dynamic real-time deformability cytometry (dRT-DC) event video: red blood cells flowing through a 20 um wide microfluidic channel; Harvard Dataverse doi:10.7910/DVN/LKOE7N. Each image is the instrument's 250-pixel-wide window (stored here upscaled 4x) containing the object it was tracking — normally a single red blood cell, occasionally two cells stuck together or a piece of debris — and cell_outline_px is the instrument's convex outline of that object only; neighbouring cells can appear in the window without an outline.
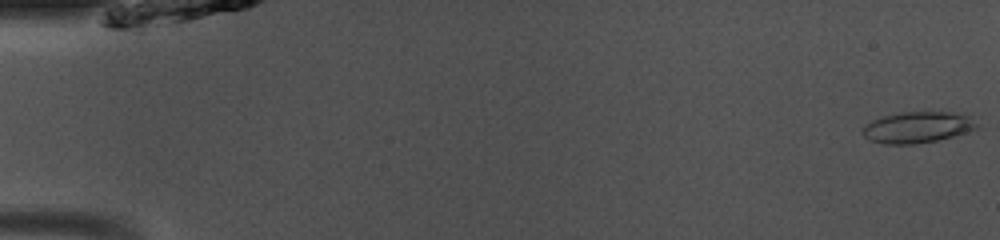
{"species": "common noctule bat (a hibernating species)", "species_latin": "Nyctalus noctula", "temperature_condition": "room temperature", "stored_images_in_passage": 49, "camera_frame_rate_fps": 3000, "um_per_image_px": 0.085, "animal": {"sex": "male", "body_mass_g": 13.0, "forearm_length_mm": 53.1}, "frame": {"image": 1, "passage_image": 1, "time_ms": 0.0, "image_size_px": [1000, 240], "cell_outline_px": [[976, 128], [952, 136], [936, 140], [916, 144], [884, 144], [868, 140], [860, 132], [872, 120], [884, 116], [904, 112], [956, 112], [968, 116], [976, 124]], "centroid_in_image_um": [77.93, 10.83], "position_along_channel_um": 7.1, "area_um2": 20.4}}
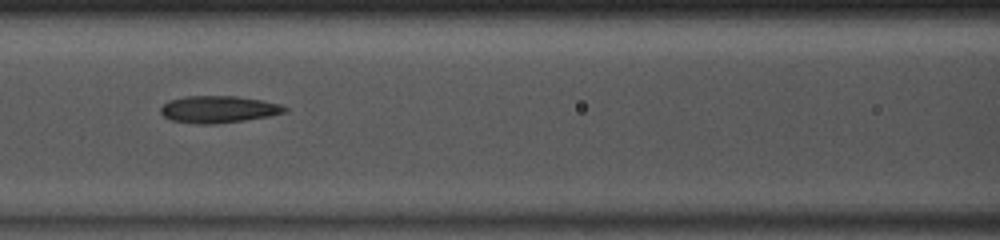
{"frame": {"image": 2, "passage_image": 22, "time_ms": 7.0, "image_size_px": [1000, 240], "cell_outline_px": [[288, 112], [268, 116], [244, 120], [216, 124], [200, 124], [172, 120], [164, 116], [160, 112], [160, 108], [168, 100], [184, 96], [236, 96], [260, 100], [280, 104], [288, 108]], "centroid_in_image_um": [18.57, 9.29], "position_along_channel_um": 148.0, "area_um2": 19.48}}
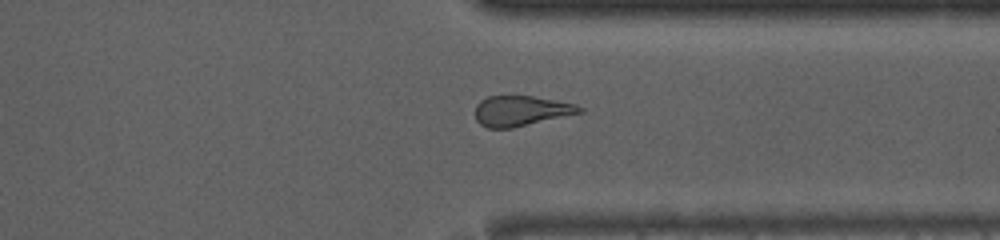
{"frame": {"image": 3, "passage_image": 38, "time_ms": 12.333, "image_size_px": [1000, 240], "cell_outline_px": [[584, 112], [512, 128], [488, 128], [480, 124], [476, 120], [476, 104], [480, 100], [488, 96], [532, 96], [556, 100], [576, 104], [584, 108]], "centroid_in_image_um": [44.3, 9.42], "position_along_channel_um": 367.1, "area_um2": 18.44}, "authors_computed_cell_mechanics": {"area_um2": 19.5942, "velocity_mm_per_s": 4.1176, "shape_relaxation_time_tau1_ms": null, "shape_relaxation_time_tau2_ms": 3.1048, "deformation_change_tau1": null, "deformation_change_tau2": 0.1319}}